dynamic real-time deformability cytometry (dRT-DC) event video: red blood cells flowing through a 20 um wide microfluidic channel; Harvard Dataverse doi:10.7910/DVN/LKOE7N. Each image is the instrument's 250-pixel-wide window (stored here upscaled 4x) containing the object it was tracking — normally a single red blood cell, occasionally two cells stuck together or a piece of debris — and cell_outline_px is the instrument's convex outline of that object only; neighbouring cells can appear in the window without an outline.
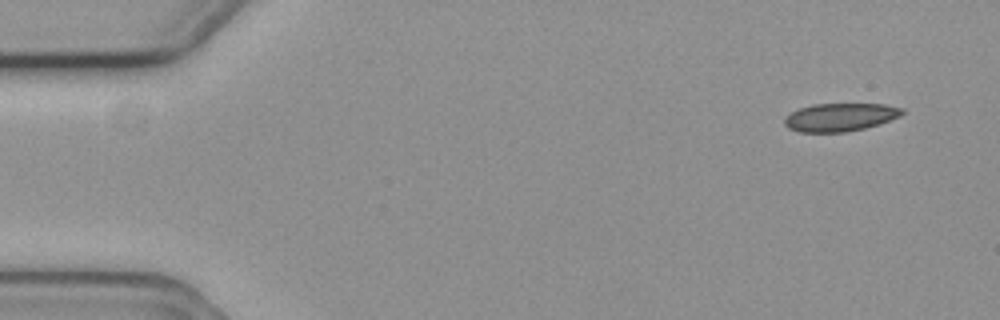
{"species": "common noctule bat (a hibernating species)", "species_latin": "Nyctalus noctula", "temperature_condition": "cold", "stored_images_in_passage": 3, "camera_frame_rate_fps": 3000, "um_per_image_px": 0.085, "animal": {"sex": "female", "body_mass_g": 19.3, "forearm_length_mm": 54.1}, "frame": {"image": 1, "passage_image": 1, "time_ms": 0.0, "image_size_px": [1000, 320], "cell_outline_px": [[904, 112], [900, 116], [880, 124], [864, 128], [844, 132], [800, 132], [788, 128], [784, 124], [784, 116], [800, 108], [812, 104], [884, 104], [904, 108]], "centroid_in_image_um": [71.41, 9.96], "position_along_channel_um": 13.6, "area_um2": 19.31}}